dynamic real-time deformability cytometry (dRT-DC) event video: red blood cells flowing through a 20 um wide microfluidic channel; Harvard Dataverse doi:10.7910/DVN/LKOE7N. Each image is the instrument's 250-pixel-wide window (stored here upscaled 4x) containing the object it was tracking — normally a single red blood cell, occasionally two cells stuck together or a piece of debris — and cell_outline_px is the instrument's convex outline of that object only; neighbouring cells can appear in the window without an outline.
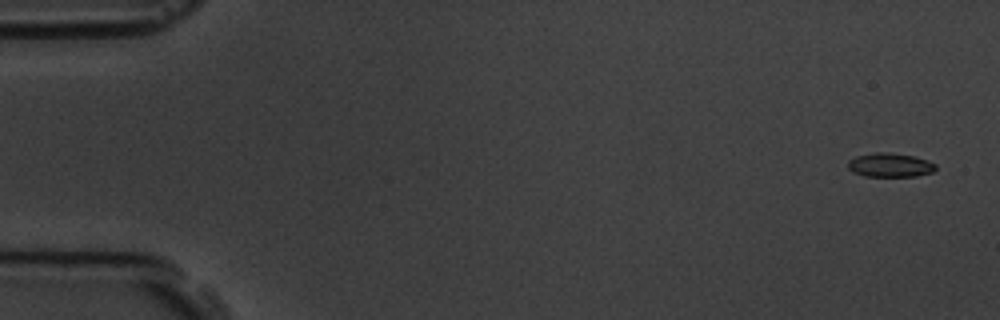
{"species": "common noctule bat (a hibernating species)", "species_latin": "Nyctalus noctula", "temperature_condition": "room temperature", "stored_images_in_passage": 15, "camera_frame_rate_fps": 3000, "um_per_image_px": 0.085, "animal": {"sex": "male", "body_mass_g": 19.5, "forearm_length_mm": 54.6}, "frame": {"image": 1, "passage_image": 1, "time_ms": 0.0, "image_size_px": [1000, 320], "cell_outline_px": [[936, 168], [932, 172], [916, 176], [864, 176], [852, 172], [848, 168], [848, 160], [856, 156], [872, 152], [888, 152], [916, 156], [928, 160], [936, 164]], "centroid_in_image_um": [75.64, 14.02], "position_along_channel_um": 9.4, "area_um2": 12.43}}
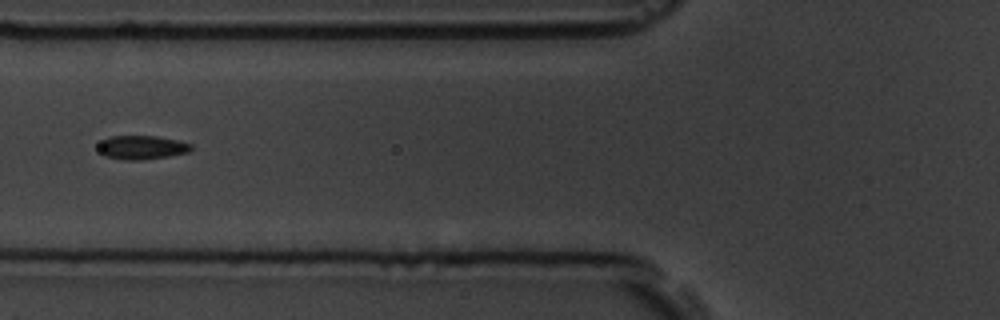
{"frame": {"image": 2, "passage_image": 6, "time_ms": 6.667, "image_size_px": [1000, 320], "cell_outline_px": [[192, 148], [188, 152], [168, 156], [136, 160], [128, 160], [104, 156], [100, 152], [100, 144], [104, 140], [112, 136], [156, 136], [176, 140], [192, 144]], "centroid_in_image_um": [12.08, 12.53], "position_along_channel_um": 113.7, "area_um2": 12.54}}
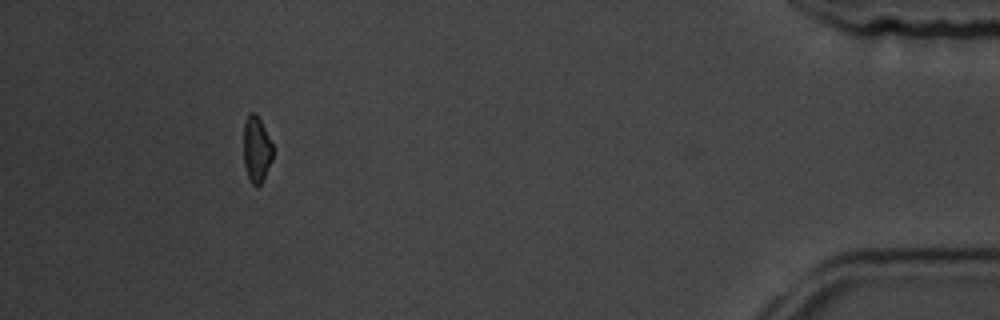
{"frame": {"image": 3, "passage_image": 14, "time_ms": 16.667, "image_size_px": [1000, 320], "cell_outline_px": [[272, 160], [260, 184], [256, 188], [252, 184], [248, 176], [244, 164], [244, 124], [248, 112], [256, 112], [272, 144]], "centroid_in_image_um": [21.79, 12.67], "position_along_channel_um": 413.4, "area_um2": 11.1}, "authors_computed_cell_mechanics": {"area_um2": 12.716, "velocity_mm_per_s": 3.6364, "shape_relaxation_time_tau1_ms": 3.0772, "shape_relaxation_time_tau2_ms": 2.3369, "deformation_change_tau1": 0.0718, "deformation_change_tau2": 0.0315}}